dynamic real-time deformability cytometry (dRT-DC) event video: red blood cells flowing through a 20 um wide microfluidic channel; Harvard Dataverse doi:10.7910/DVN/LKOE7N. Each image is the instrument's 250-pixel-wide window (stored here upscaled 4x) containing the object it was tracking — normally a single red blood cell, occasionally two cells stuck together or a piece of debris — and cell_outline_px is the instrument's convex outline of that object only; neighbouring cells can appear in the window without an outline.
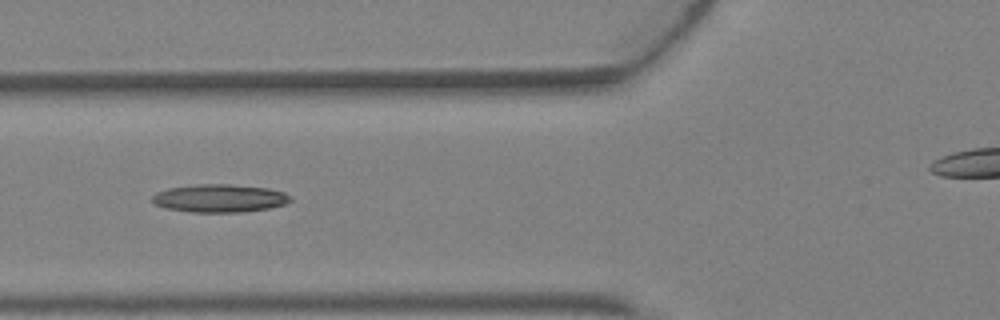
{"species": "Egyptian fruit bat (a non-hibernating species)", "species_latin": "Rousettus aegyptiacus", "temperature_condition": "warm", "stored_images_in_passage": 3, "camera_frame_rate_fps": 3000, "um_per_image_px": 0.085, "animal": {"sex": "female"}, "frame": {"image": 1, "passage_image": 3, "time_ms": 0.667, "image_size_px": [1000, 320], "cell_outline_px": [[292, 200], [284, 204], [268, 208], [240, 212], [192, 212], [168, 208], [156, 204], [152, 200], [152, 196], [156, 192], [168, 188], [200, 184], [228, 184], [268, 188], [284, 192], [292, 196]], "centroid_in_image_um": [18.69, 16.84], "position_along_channel_um": 107.1, "area_um2": 22.37}}